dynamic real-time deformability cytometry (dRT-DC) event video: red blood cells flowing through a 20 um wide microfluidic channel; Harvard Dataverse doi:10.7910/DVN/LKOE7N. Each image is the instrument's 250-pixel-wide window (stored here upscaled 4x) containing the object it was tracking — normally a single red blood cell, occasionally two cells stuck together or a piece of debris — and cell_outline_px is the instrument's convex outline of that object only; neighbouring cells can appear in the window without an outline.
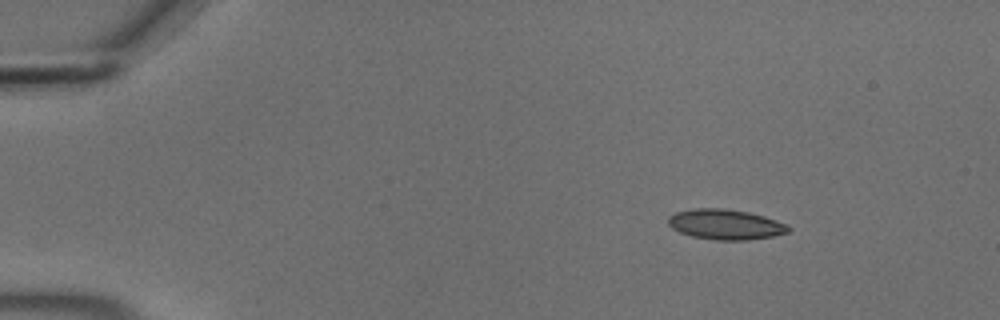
{"species": "common noctule bat (a hibernating species)", "species_latin": "Nyctalus noctula", "temperature_condition": "cold", "stored_images_in_passage": 36, "camera_frame_rate_fps": 3000, "um_per_image_px": 0.085, "animal": {"sex": "male", "body_mass_g": 18.8}, "frame": {"image": 1, "passage_image": 1, "time_ms": 0.0, "image_size_px": [1000, 320], "cell_outline_px": [[792, 228], [788, 232], [772, 236], [748, 240], [716, 240], [692, 236], [680, 232], [672, 228], [668, 224], [668, 216], [676, 212], [692, 208], [720, 208], [748, 212], [764, 216], [788, 224]], "centroid_in_image_um": [61.67, 19.07], "position_along_channel_um": 23.3, "area_um2": 21.21}}
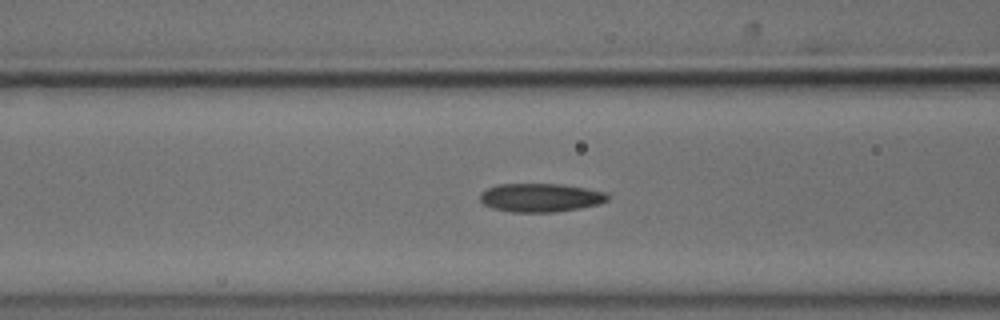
{"frame": {"image": 2, "passage_image": 16, "time_ms": 5.0, "image_size_px": [1000, 320], "cell_outline_px": [[608, 200], [600, 204], [580, 208], [552, 212], [512, 212], [492, 208], [484, 204], [480, 200], [480, 192], [488, 188], [500, 184], [560, 184], [608, 192]], "centroid_in_image_um": [45.95, 16.8], "position_along_channel_um": 120.7, "area_um2": 21.21}}
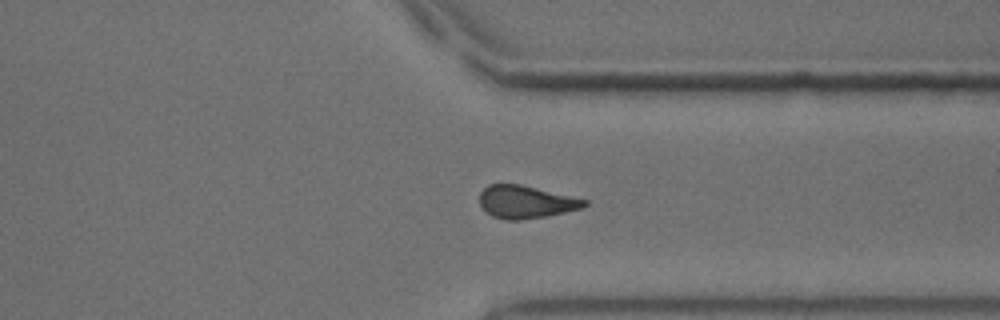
{"frame": {"image": 3, "passage_image": 36, "time_ms": 11.667, "image_size_px": [1000, 320], "cell_outline_px": [[588, 204], [584, 208], [548, 216], [520, 220], [508, 220], [492, 216], [484, 212], [480, 208], [480, 192], [488, 184], [520, 184], [588, 200]], "centroid_in_image_um": [44.68, 17.17], "position_along_channel_um": 366.7, "area_um2": 20.17}}